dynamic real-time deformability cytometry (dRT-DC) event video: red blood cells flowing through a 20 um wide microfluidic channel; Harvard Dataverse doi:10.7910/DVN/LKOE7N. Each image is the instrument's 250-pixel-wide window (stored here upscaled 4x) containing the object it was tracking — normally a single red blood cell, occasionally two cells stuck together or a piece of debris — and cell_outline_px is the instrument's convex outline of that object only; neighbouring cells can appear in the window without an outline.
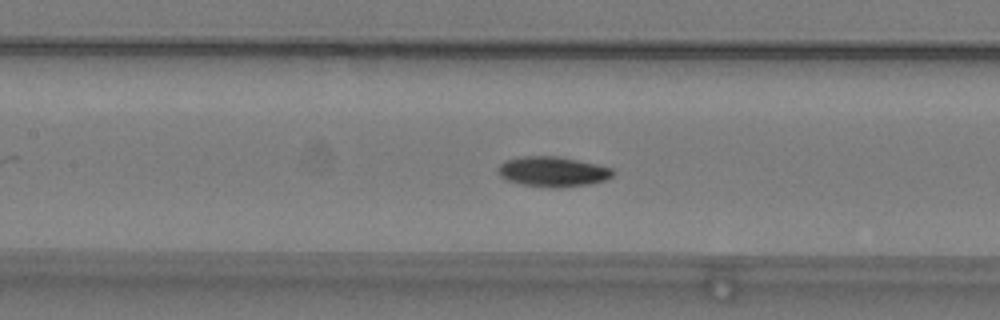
{"species": "common noctule bat (a hibernating species)", "species_latin": "Nyctalus noctula", "temperature_condition": "warm", "stored_images_in_passage": 53, "camera_frame_rate_fps": 3000, "um_per_image_px": 0.085, "animal": {"sex": "male", "body_mass_g": 19.2, "forearm_length_mm": 51.8}, "frame": {"image": 1, "passage_image": 23, "time_ms": 7.333, "image_size_px": [1000, 320], "cell_outline_px": [[612, 176], [604, 180], [588, 184], [556, 188], [520, 184], [508, 180], [500, 176], [496, 168], [504, 160], [520, 156], [560, 156], [596, 164], [612, 168]], "centroid_in_image_um": [46.93, 14.57], "position_along_channel_um": 160.5, "area_um2": 20.11}}
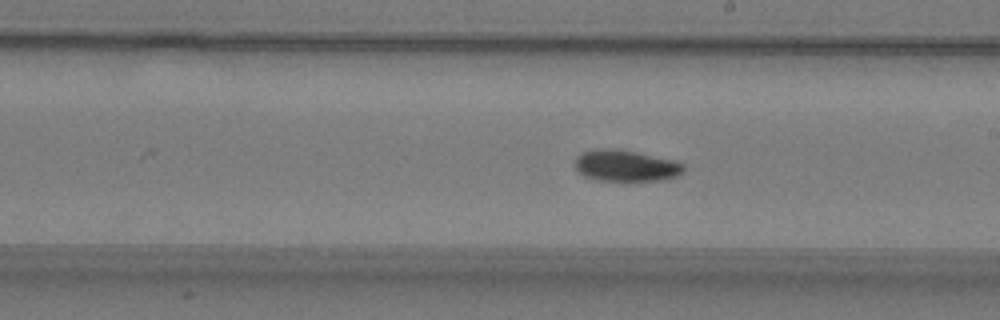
{"frame": {"image": 2, "passage_image": 29, "time_ms": 9.333, "image_size_px": [1000, 320], "cell_outline_px": [[684, 172], [676, 176], [664, 180], [624, 184], [596, 180], [584, 176], [576, 168], [576, 156], [580, 152], [600, 148], [612, 148], [636, 152], [672, 160], [684, 164]], "centroid_in_image_um": [53.19, 14.14], "position_along_channel_um": 235.8, "area_um2": 20.69}}
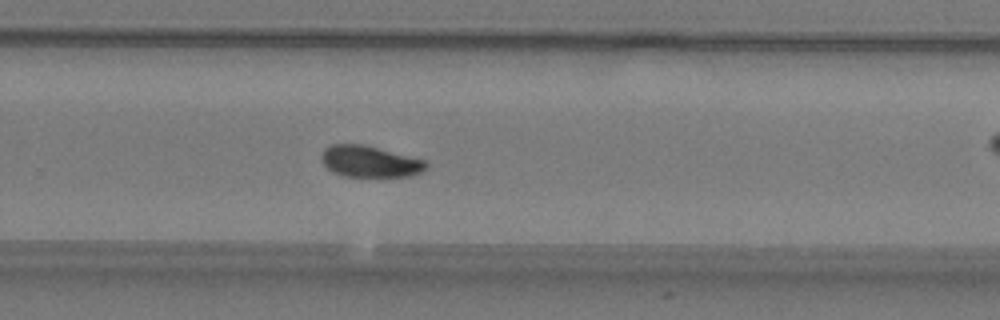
{"frame": {"image": 3, "passage_image": 34, "time_ms": 11.0, "image_size_px": [1000, 320], "cell_outline_px": [[428, 168], [420, 172], [408, 176], [344, 176], [332, 172], [324, 164], [320, 156], [324, 148], [332, 144], [364, 144], [424, 160], [428, 164]], "centroid_in_image_um": [31.41, 13.72], "position_along_channel_um": 298.4, "area_um2": 19.02}, "authors_computed_cell_mechanics": {"area_um2": 19.1896, "velocity_mm_per_s": 3.7819, "shape_relaxation_time_tau1_ms": 3.7312, "shape_relaxation_time_tau2_ms": null, "deformation_change_tau1": 0.1348, "deformation_change_tau2": null}}